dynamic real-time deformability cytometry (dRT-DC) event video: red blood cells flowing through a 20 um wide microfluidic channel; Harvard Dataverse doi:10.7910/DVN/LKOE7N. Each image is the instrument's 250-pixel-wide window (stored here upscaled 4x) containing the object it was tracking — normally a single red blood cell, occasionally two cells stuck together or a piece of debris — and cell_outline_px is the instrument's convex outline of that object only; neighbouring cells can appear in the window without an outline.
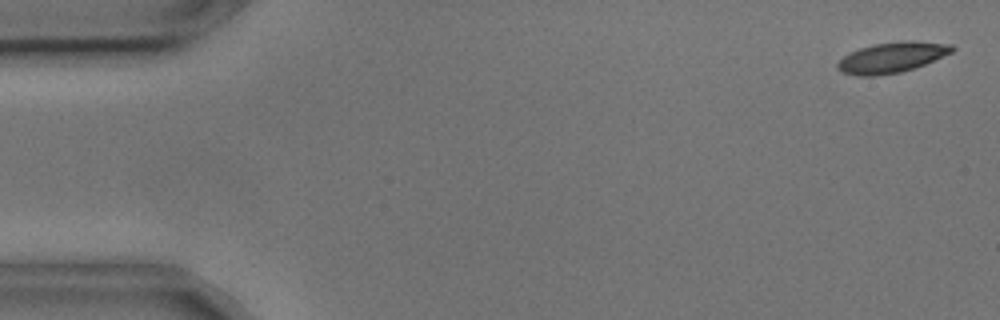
{"species": "common noctule bat (a hibernating species)", "species_latin": "Nyctalus noctula", "temperature_condition": "cold", "stored_images_in_passage": 55, "camera_frame_rate_fps": 3000, "um_per_image_px": 0.085, "animal": {"sex": "male", "body_mass_g": 17.9, "forearm_length_mm": 54.2}, "frame": {"image": 1, "passage_image": 2, "time_ms": 0.333, "image_size_px": [1000, 320], "cell_outline_px": [[956, 48], [952, 52], [924, 64], [900, 72], [872, 76], [860, 76], [844, 72], [836, 68], [836, 64], [844, 56], [860, 48], [872, 44], [904, 40], [912, 40], [952, 44]], "centroid_in_image_um": [75.82, 4.86], "position_along_channel_um": 9.2, "area_um2": 20.17}}
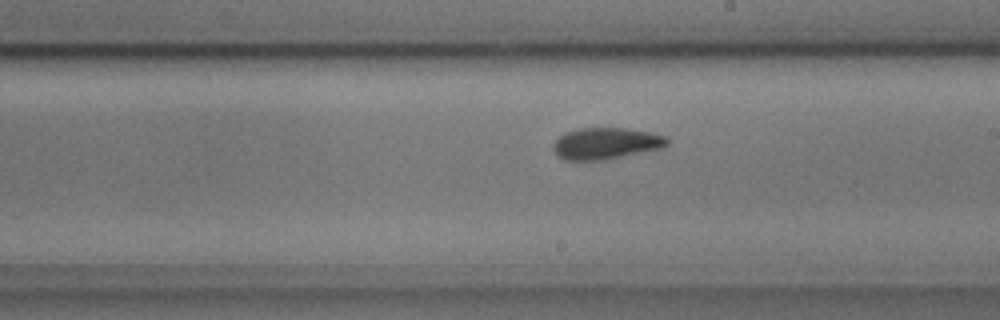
{"frame": {"image": 2, "passage_image": 31, "time_ms": 10.0, "image_size_px": [1000, 320], "cell_outline_px": [[668, 144], [660, 148], [604, 160], [564, 160], [556, 156], [552, 148], [552, 144], [564, 132], [580, 128], [624, 128], [652, 132], [664, 136], [668, 140]], "centroid_in_image_um": [51.44, 12.19], "position_along_channel_um": 237.6, "area_um2": 20.92}}
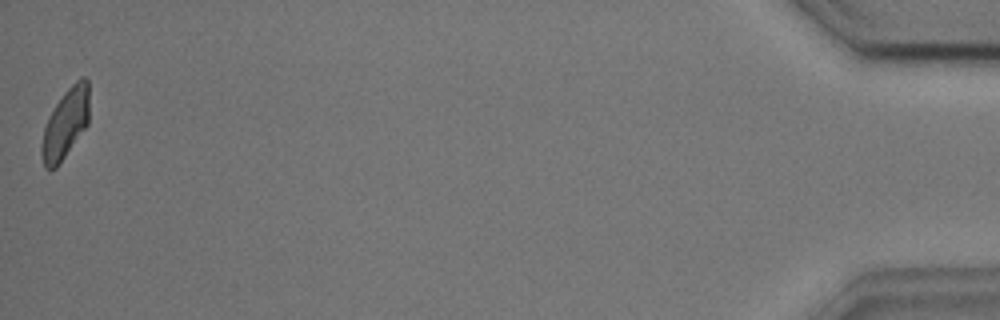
{"frame": {"image": 3, "passage_image": 55, "time_ms": 18.0, "image_size_px": [1000, 320], "cell_outline_px": [[88, 124], [56, 168], [44, 168], [40, 152], [40, 148], [44, 128], [48, 116], [64, 92], [80, 76], [84, 76], [88, 80]], "centroid_in_image_um": [5.55, 10.5], "position_along_channel_um": 429.7, "area_um2": 19.25}, "authors_computed_cell_mechanics": {"area_um2": 20.4612, "velocity_mm_per_s": 3.6039, "shape_relaxation_time_tau1_ms": 3.5389, "shape_relaxation_time_tau2_ms": 1.7932, "deformation_change_tau1": 0.133, "deformation_change_tau2": 0.0845}}